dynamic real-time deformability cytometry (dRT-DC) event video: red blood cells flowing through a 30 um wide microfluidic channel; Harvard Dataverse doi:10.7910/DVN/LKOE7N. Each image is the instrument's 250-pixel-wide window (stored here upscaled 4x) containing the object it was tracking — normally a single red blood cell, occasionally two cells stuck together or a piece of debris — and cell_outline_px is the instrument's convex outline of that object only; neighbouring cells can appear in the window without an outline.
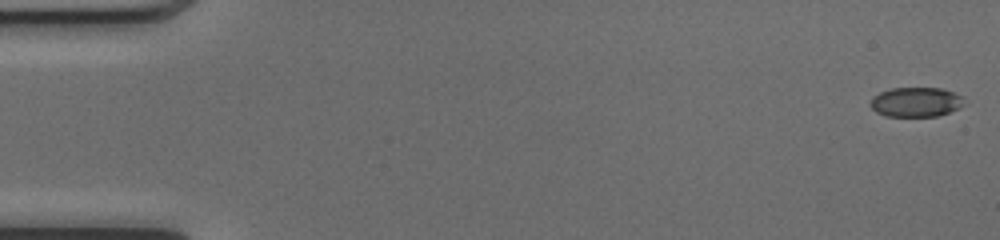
{"species": "common noctule bat (a hibernating species)", "species_latin": "Nyctalus noctula", "temperature_condition": "cold", "stored_images_in_passage": 50, "camera_frame_rate_fps": 3000, "um_per_image_px": 0.085, "animal": {"sex": "female", "body_mass_g": 17.0, "forearm_length_mm": 48.0}, "frame": {"image": 1, "passage_image": 1, "time_ms": 0.0, "image_size_px": [1000, 240], "cell_outline_px": [[968, 104], [960, 108], [936, 116], [884, 116], [876, 112], [868, 104], [872, 96], [888, 88], [940, 88], [964, 96]], "centroid_in_image_um": [77.87, 8.67], "position_along_channel_um": 7.1, "area_um2": 16.53}}
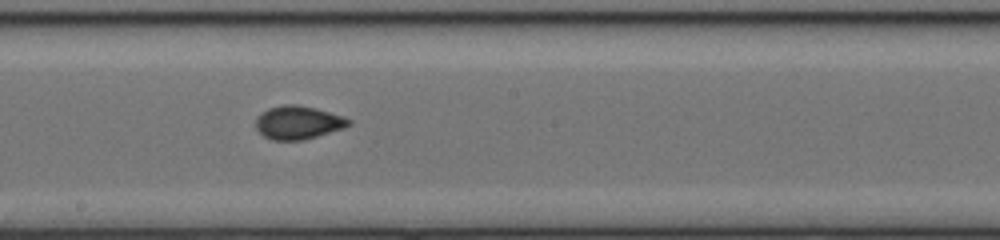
{"frame": {"image": 2, "passage_image": 28, "time_ms": 9.0, "image_size_px": [1000, 240], "cell_outline_px": [[352, 124], [344, 128], [304, 140], [272, 140], [264, 136], [256, 128], [256, 116], [260, 112], [268, 108], [284, 104], [296, 104], [316, 108], [344, 116], [352, 120]], "centroid_in_image_um": [25.35, 10.4], "position_along_channel_um": 222.9, "area_um2": 18.26}}
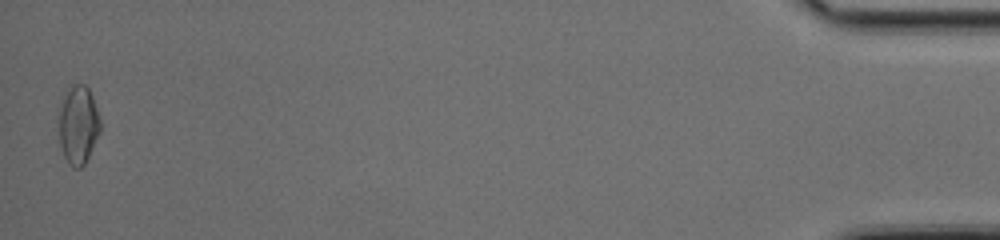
{"frame": {"image": 3, "passage_image": 50, "time_ms": 16.333, "image_size_px": [1000, 240], "cell_outline_px": [[100, 132], [84, 164], [80, 168], [72, 168], [68, 164], [64, 156], [60, 144], [56, 120], [56, 108], [72, 84], [84, 84], [88, 88], [92, 96], [100, 120]], "centroid_in_image_um": [6.58, 10.6], "position_along_channel_um": 428.6, "area_um2": 19.42}, "authors_computed_cell_mechanics": {"area_um2": 17.2244, "velocity_mm_per_s": 4.1323, "shape_relaxation_time_tau1_ms": 5.249, "shape_relaxation_time_tau2_ms": 0.9869, "deformation_change_tau1": 0.1221, "deformation_change_tau2": 0.048}}